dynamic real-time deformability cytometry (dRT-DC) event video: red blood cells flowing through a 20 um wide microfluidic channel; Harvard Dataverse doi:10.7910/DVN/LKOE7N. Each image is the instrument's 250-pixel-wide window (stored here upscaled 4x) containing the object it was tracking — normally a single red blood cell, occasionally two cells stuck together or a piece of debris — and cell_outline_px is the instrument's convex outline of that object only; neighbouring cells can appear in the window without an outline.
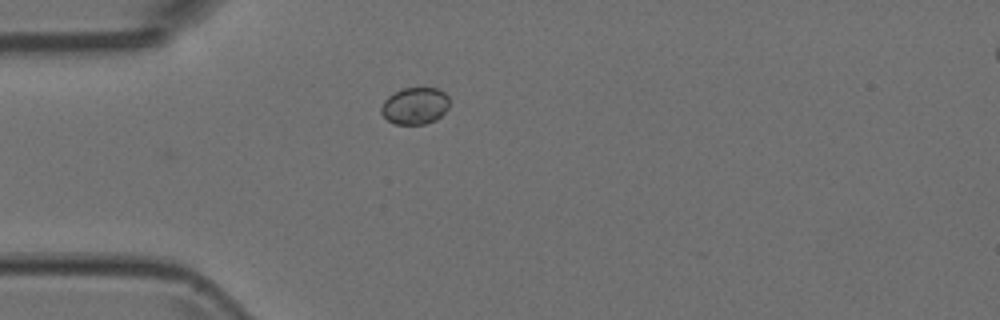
{"species": "Egyptian fruit bat (a non-hibernating species)", "species_latin": "Rousettus aegyptiacus", "temperature_condition": "room temperature", "stored_images_in_passage": 2, "camera_frame_rate_fps": 3000, "um_per_image_px": 0.085, "animal": {"sex": "female"}, "frame": {"image": 1, "passage_image": 2, "time_ms": 0.333, "image_size_px": [1000, 320], "cell_outline_px": [[448, 108], [436, 120], [424, 124], [396, 124], [388, 120], [380, 112], [380, 108], [384, 100], [388, 96], [404, 88], [424, 84], [436, 88], [444, 92], [448, 96]], "centroid_in_image_um": [35.28, 8.95], "position_along_channel_um": 49.7, "area_um2": 15.03}}